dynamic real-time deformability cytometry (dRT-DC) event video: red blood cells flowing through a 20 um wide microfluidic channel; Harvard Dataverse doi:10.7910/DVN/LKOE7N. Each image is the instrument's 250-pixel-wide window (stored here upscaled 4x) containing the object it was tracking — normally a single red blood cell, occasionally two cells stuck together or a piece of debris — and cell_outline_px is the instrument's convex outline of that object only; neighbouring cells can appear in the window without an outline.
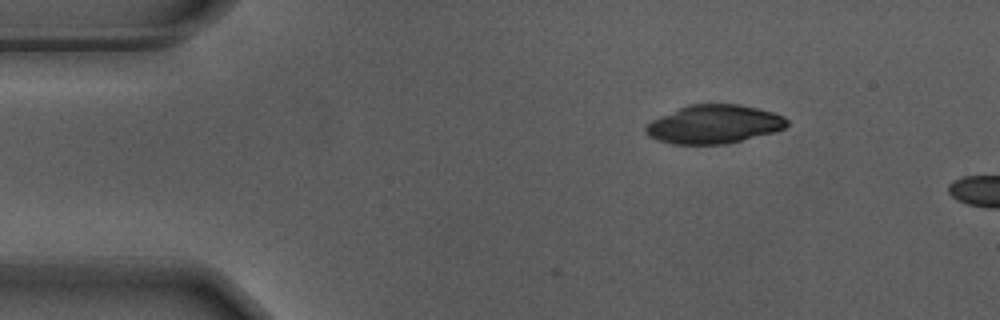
{"species": "Egyptian fruit bat (a non-hibernating species)", "species_latin": "Rousettus aegyptiacus", "temperature_condition": "warm", "stored_images_in_passage": 6, "camera_frame_rate_fps": 3000, "um_per_image_px": 0.085, "animal": {"sex": "male"}, "frame": {"image": 1, "passage_image": 1, "time_ms": 0.0, "image_size_px": [1000, 320], "cell_outline_px": [[788, 124], [784, 128], [772, 132], [728, 144], [672, 144], [648, 136], [644, 132], [644, 124], [660, 116], [688, 104], [740, 104], [772, 112], [784, 116], [788, 120]], "centroid_in_image_um": [60.65, 10.56], "position_along_channel_um": 24.3, "area_um2": 31.73}}